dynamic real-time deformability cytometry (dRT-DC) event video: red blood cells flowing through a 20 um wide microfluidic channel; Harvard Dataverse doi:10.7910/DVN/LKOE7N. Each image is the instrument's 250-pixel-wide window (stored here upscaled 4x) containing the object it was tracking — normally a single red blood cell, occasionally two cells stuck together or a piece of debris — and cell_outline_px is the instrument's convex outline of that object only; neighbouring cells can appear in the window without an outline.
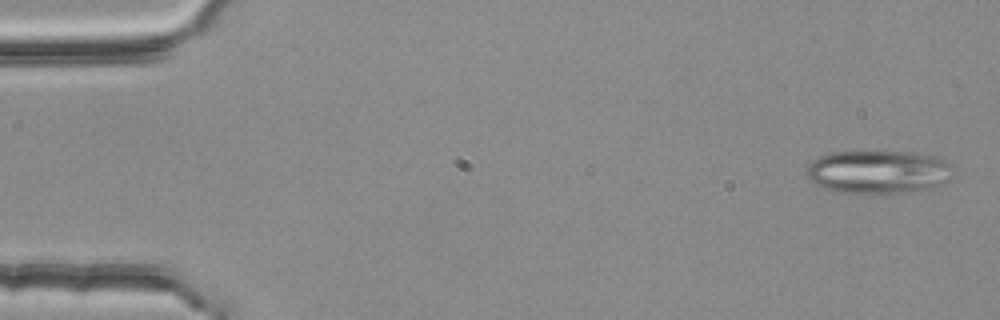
{"species": "common noctule bat (a hibernating species)", "species_latin": "Nyctalus noctula", "temperature_condition": "room temperature", "stored_images_in_passage": 5, "segment_of_instrument_passage": [1, 2], "camera_frame_rate_fps": 3000, "um_per_image_px": 0.085, "animal": {"sex": "female", "body_mass_g": 25.1}, "frame": {"image": 1, "passage_image": 1, "time_ms": 0.0, "image_size_px": [1000, 320], "cell_outline_px": [[948, 180], [940, 184], [928, 188], [904, 192], [840, 192], [820, 188], [808, 180], [804, 172], [808, 164], [820, 156], [832, 152], [916, 152], [940, 156], [948, 164]], "centroid_in_image_um": [74.55, 14.59], "position_along_channel_um": 10.4, "area_um2": 36.59}}